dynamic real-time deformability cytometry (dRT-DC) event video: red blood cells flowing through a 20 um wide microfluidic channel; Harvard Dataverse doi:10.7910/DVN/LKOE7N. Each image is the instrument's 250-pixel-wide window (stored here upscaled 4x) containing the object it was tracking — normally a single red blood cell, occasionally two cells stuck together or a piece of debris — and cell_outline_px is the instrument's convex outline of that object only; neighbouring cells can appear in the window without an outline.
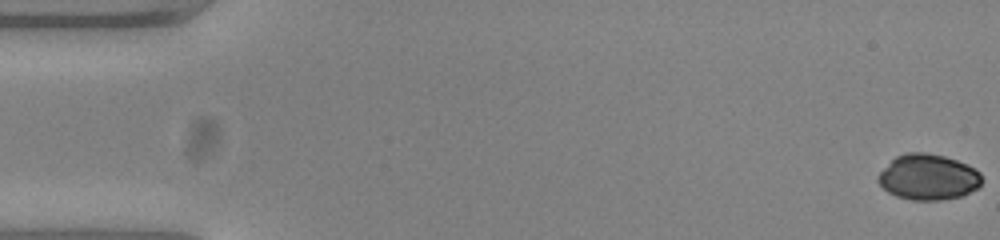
{"species": "common noctule bat (a hibernating species)", "species_latin": "Nyctalus noctula", "temperature_condition": "warm", "stored_images_in_passage": 55, "camera_frame_rate_fps": 3000, "um_per_image_px": 0.085, "animal": {"sex": "female", "body_mass_g": 23.0, "forearm_length_mm": 53.4}, "frame": {"image": 1, "passage_image": 1, "time_ms": 0.0, "image_size_px": [1000, 240], "cell_outline_px": [[984, 180], [976, 188], [960, 196], [940, 200], [912, 200], [896, 196], [888, 192], [876, 180], [876, 176], [896, 156], [908, 152], [924, 152], [944, 156], [968, 164], [980, 172]], "centroid_in_image_um": [78.9, 15.05], "position_along_channel_um": 6.1, "area_um2": 27.57}}
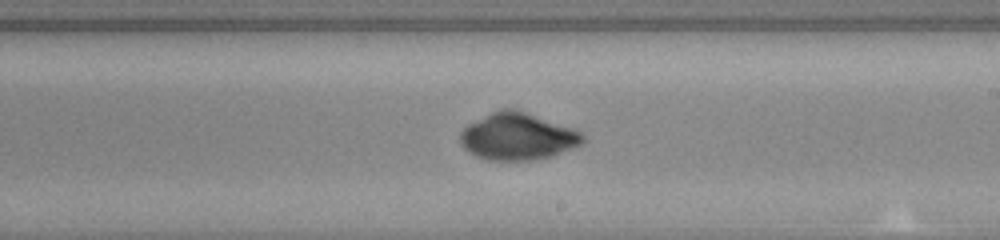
{"frame": {"image": 2, "passage_image": 32, "time_ms": 10.333, "image_size_px": [1000, 240], "cell_outline_px": [[584, 140], [580, 144], [552, 156], [532, 160], [484, 160], [468, 152], [460, 144], [460, 132], [468, 124], [492, 112], [504, 108], [512, 108], [524, 112], [580, 132], [584, 136]], "centroid_in_image_um": [43.92, 11.63], "position_along_channel_um": 245.1, "area_um2": 32.95}}
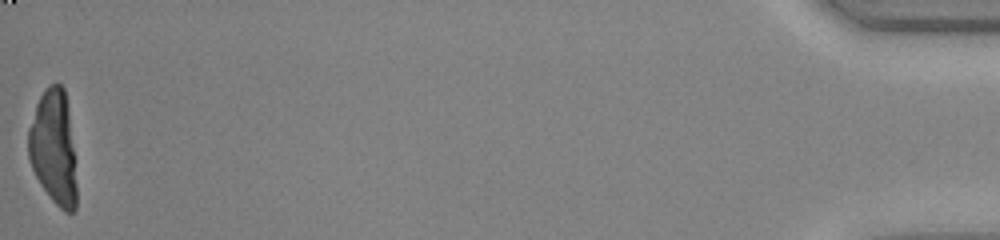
{"frame": {"image": 3, "passage_image": 55, "time_ms": 18.0, "image_size_px": [1000, 240], "cell_outline_px": [[76, 208], [72, 212], [64, 212], [52, 200], [40, 184], [32, 168], [28, 156], [28, 128], [36, 104], [44, 88], [48, 84], [60, 84], [64, 88], [68, 112], [76, 184]], "centroid_in_image_um": [4.52, 12.54], "position_along_channel_um": 430.7, "area_um2": 31.73}}